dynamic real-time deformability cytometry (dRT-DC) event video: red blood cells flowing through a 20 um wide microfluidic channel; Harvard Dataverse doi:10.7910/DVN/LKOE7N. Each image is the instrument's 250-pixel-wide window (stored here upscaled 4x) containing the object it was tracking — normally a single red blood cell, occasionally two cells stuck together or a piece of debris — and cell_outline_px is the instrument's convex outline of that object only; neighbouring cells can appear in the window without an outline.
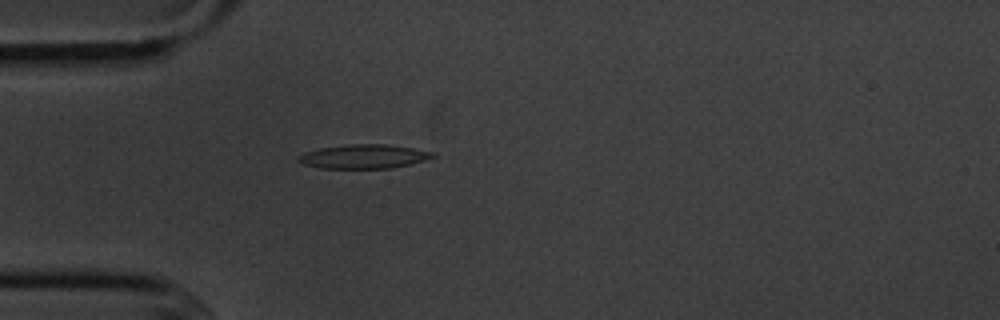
{"species": "common noctule bat (a hibernating species)", "species_latin": "Nyctalus noctula", "temperature_condition": "cold", "stored_images_in_passage": 5, "camera_frame_rate_fps": 3000, "um_per_image_px": 0.085, "animal": {"sex": "male", "body_mass_g": 20.1, "forearm_length_mm": 53.5}, "frame": {"image": 1, "passage_image": 5, "time_ms": 4.667, "image_size_px": [1000, 320], "cell_outline_px": [[436, 156], [424, 160], [408, 164], [388, 168], [320, 168], [304, 164], [296, 160], [304, 152], [320, 148], [348, 144], [388, 144], [436, 152]], "centroid_in_image_um": [30.92, 13.29], "position_along_channel_um": 54.1, "area_um2": 18.67}}